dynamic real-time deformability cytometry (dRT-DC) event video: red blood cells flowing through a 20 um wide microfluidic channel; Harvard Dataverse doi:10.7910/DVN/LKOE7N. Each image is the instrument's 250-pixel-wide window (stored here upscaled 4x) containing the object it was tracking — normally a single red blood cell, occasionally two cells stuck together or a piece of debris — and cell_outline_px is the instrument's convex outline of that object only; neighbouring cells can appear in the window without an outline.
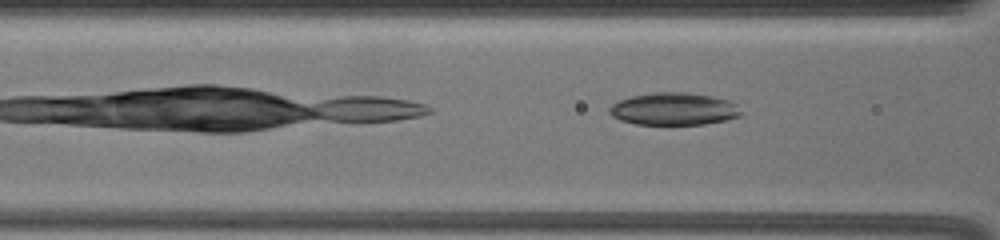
{"species": "common noctule bat (a hibernating species)", "species_latin": "Nyctalus noctula", "temperature_condition": "warm", "stored_images_in_passage": 32, "camera_frame_rate_fps": 3000, "um_per_image_px": 0.085, "animal": {"sex": "female", "body_mass_g": 19.5, "forearm_length_mm": 54.1}, "frame": {"image": 1, "passage_image": 6, "time_ms": 1.667, "image_size_px": [1000, 240], "cell_outline_px": [[740, 116], [724, 120], [704, 124], [636, 124], [620, 120], [612, 116], [608, 112], [608, 108], [612, 104], [620, 100], [632, 96], [652, 92], [688, 92], [728, 100], [736, 104], [740, 112]], "centroid_in_image_um": [57.23, 9.26], "position_along_channel_um": 109.4, "area_um2": 24.68}}
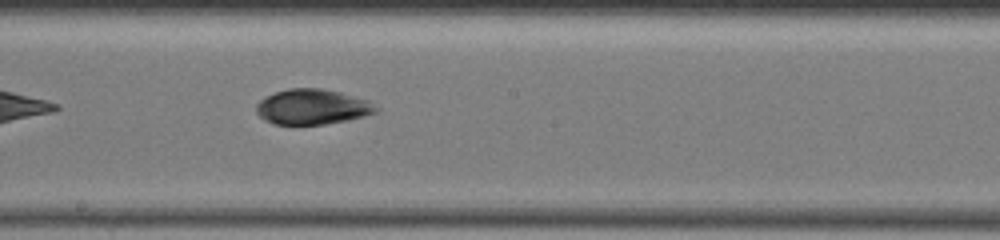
{"frame": {"image": 2, "passage_image": 16, "time_ms": 5.0, "image_size_px": [1000, 240], "cell_outline_px": [[376, 112], [364, 116], [348, 120], [324, 124], [272, 124], [264, 120], [256, 112], [256, 104], [260, 100], [276, 92], [288, 88], [320, 88], [340, 92], [368, 100], [376, 108]], "centroid_in_image_um": [26.52, 9.08], "position_along_channel_um": 221.7, "area_um2": 24.39}}
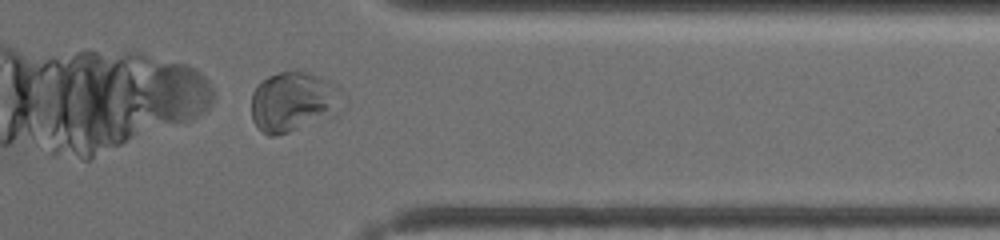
{"frame": {"image": 3, "passage_image": 31, "time_ms": 10.0, "image_size_px": [1000, 240], "cell_outline_px": [[340, 92], [336, 116], [276, 136], [268, 136], [260, 132], [252, 120], [252, 92], [268, 76], [280, 72], [296, 68], [320, 76], [328, 80]], "centroid_in_image_um": [24.89, 8.65], "position_along_channel_um": 386.5, "area_um2": 31.85}}